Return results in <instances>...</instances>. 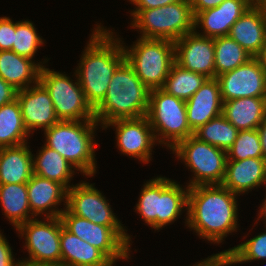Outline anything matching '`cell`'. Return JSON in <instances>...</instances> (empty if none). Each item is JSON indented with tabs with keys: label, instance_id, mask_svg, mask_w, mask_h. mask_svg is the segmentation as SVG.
Masks as SVG:
<instances>
[{
	"label": "cell",
	"instance_id": "1",
	"mask_svg": "<svg viewBox=\"0 0 266 266\" xmlns=\"http://www.w3.org/2000/svg\"><path fill=\"white\" fill-rule=\"evenodd\" d=\"M236 196L222 185L189 187L185 224L200 238L221 243L227 234L237 232Z\"/></svg>",
	"mask_w": 266,
	"mask_h": 266
},
{
	"label": "cell",
	"instance_id": "2",
	"mask_svg": "<svg viewBox=\"0 0 266 266\" xmlns=\"http://www.w3.org/2000/svg\"><path fill=\"white\" fill-rule=\"evenodd\" d=\"M96 26L74 73L93 109L105 98L115 70L125 60L122 40L104 26Z\"/></svg>",
	"mask_w": 266,
	"mask_h": 266
},
{
	"label": "cell",
	"instance_id": "3",
	"mask_svg": "<svg viewBox=\"0 0 266 266\" xmlns=\"http://www.w3.org/2000/svg\"><path fill=\"white\" fill-rule=\"evenodd\" d=\"M149 95L150 89L142 83L125 59L115 70L105 98L94 109L95 120L103 127L117 119L146 116Z\"/></svg>",
	"mask_w": 266,
	"mask_h": 266
},
{
	"label": "cell",
	"instance_id": "4",
	"mask_svg": "<svg viewBox=\"0 0 266 266\" xmlns=\"http://www.w3.org/2000/svg\"><path fill=\"white\" fill-rule=\"evenodd\" d=\"M98 124L96 120H59L44 131L45 145L56 150L84 176H94L97 168L94 148L98 144L94 134Z\"/></svg>",
	"mask_w": 266,
	"mask_h": 266
},
{
	"label": "cell",
	"instance_id": "5",
	"mask_svg": "<svg viewBox=\"0 0 266 266\" xmlns=\"http://www.w3.org/2000/svg\"><path fill=\"white\" fill-rule=\"evenodd\" d=\"M141 190L135 211L155 231L174 223L182 210L188 208L189 187L183 188L169 178H153Z\"/></svg>",
	"mask_w": 266,
	"mask_h": 266
},
{
	"label": "cell",
	"instance_id": "6",
	"mask_svg": "<svg viewBox=\"0 0 266 266\" xmlns=\"http://www.w3.org/2000/svg\"><path fill=\"white\" fill-rule=\"evenodd\" d=\"M132 28L139 29L140 38L177 41L194 32V15L190 0H180L166 6L133 10Z\"/></svg>",
	"mask_w": 266,
	"mask_h": 266
},
{
	"label": "cell",
	"instance_id": "7",
	"mask_svg": "<svg viewBox=\"0 0 266 266\" xmlns=\"http://www.w3.org/2000/svg\"><path fill=\"white\" fill-rule=\"evenodd\" d=\"M147 118L157 142L173 149L180 141L194 135L187 122L184 100L164 90H150Z\"/></svg>",
	"mask_w": 266,
	"mask_h": 266
},
{
	"label": "cell",
	"instance_id": "8",
	"mask_svg": "<svg viewBox=\"0 0 266 266\" xmlns=\"http://www.w3.org/2000/svg\"><path fill=\"white\" fill-rule=\"evenodd\" d=\"M123 49L125 59L147 88L163 87L175 62L173 41L139 37L130 48L124 45Z\"/></svg>",
	"mask_w": 266,
	"mask_h": 266
},
{
	"label": "cell",
	"instance_id": "9",
	"mask_svg": "<svg viewBox=\"0 0 266 266\" xmlns=\"http://www.w3.org/2000/svg\"><path fill=\"white\" fill-rule=\"evenodd\" d=\"M172 151L194 172L188 187L221 185L223 182L227 151L201 141L194 135L180 141Z\"/></svg>",
	"mask_w": 266,
	"mask_h": 266
},
{
	"label": "cell",
	"instance_id": "10",
	"mask_svg": "<svg viewBox=\"0 0 266 266\" xmlns=\"http://www.w3.org/2000/svg\"><path fill=\"white\" fill-rule=\"evenodd\" d=\"M34 218L16 230L25 239L29 258L19 260L22 266H61L60 235L63 226L60 217ZM47 221V222H46Z\"/></svg>",
	"mask_w": 266,
	"mask_h": 266
},
{
	"label": "cell",
	"instance_id": "11",
	"mask_svg": "<svg viewBox=\"0 0 266 266\" xmlns=\"http://www.w3.org/2000/svg\"><path fill=\"white\" fill-rule=\"evenodd\" d=\"M76 81L44 65L40 70L39 82L48 91L59 120H95L94 109L86 100L78 79Z\"/></svg>",
	"mask_w": 266,
	"mask_h": 266
},
{
	"label": "cell",
	"instance_id": "12",
	"mask_svg": "<svg viewBox=\"0 0 266 266\" xmlns=\"http://www.w3.org/2000/svg\"><path fill=\"white\" fill-rule=\"evenodd\" d=\"M63 227L80 239L99 249L113 264L129 259L131 237L124 227H107L71 214L66 207L60 215Z\"/></svg>",
	"mask_w": 266,
	"mask_h": 266
},
{
	"label": "cell",
	"instance_id": "13",
	"mask_svg": "<svg viewBox=\"0 0 266 266\" xmlns=\"http://www.w3.org/2000/svg\"><path fill=\"white\" fill-rule=\"evenodd\" d=\"M108 200L93 184L80 182L67 190L66 209L74 215L107 227H123Z\"/></svg>",
	"mask_w": 266,
	"mask_h": 266
},
{
	"label": "cell",
	"instance_id": "14",
	"mask_svg": "<svg viewBox=\"0 0 266 266\" xmlns=\"http://www.w3.org/2000/svg\"><path fill=\"white\" fill-rule=\"evenodd\" d=\"M116 127L117 147L121 154L137 158L139 161L148 164L151 160L152 149L156 145L154 131L147 116L139 118L117 119L105 124Z\"/></svg>",
	"mask_w": 266,
	"mask_h": 266
},
{
	"label": "cell",
	"instance_id": "15",
	"mask_svg": "<svg viewBox=\"0 0 266 266\" xmlns=\"http://www.w3.org/2000/svg\"><path fill=\"white\" fill-rule=\"evenodd\" d=\"M216 79L223 102L243 97H266V76L255 57Z\"/></svg>",
	"mask_w": 266,
	"mask_h": 266
},
{
	"label": "cell",
	"instance_id": "16",
	"mask_svg": "<svg viewBox=\"0 0 266 266\" xmlns=\"http://www.w3.org/2000/svg\"><path fill=\"white\" fill-rule=\"evenodd\" d=\"M175 63L184 69L216 78L214 38L188 33L174 42Z\"/></svg>",
	"mask_w": 266,
	"mask_h": 266
},
{
	"label": "cell",
	"instance_id": "17",
	"mask_svg": "<svg viewBox=\"0 0 266 266\" xmlns=\"http://www.w3.org/2000/svg\"><path fill=\"white\" fill-rule=\"evenodd\" d=\"M17 101L29 134L38 128L45 131L59 121L54 110L53 101L40 82L18 90Z\"/></svg>",
	"mask_w": 266,
	"mask_h": 266
},
{
	"label": "cell",
	"instance_id": "18",
	"mask_svg": "<svg viewBox=\"0 0 266 266\" xmlns=\"http://www.w3.org/2000/svg\"><path fill=\"white\" fill-rule=\"evenodd\" d=\"M253 4L254 0H225L217 7L198 12L194 16V32L209 38L228 36L233 24ZM199 27L203 34L196 31Z\"/></svg>",
	"mask_w": 266,
	"mask_h": 266
},
{
	"label": "cell",
	"instance_id": "19",
	"mask_svg": "<svg viewBox=\"0 0 266 266\" xmlns=\"http://www.w3.org/2000/svg\"><path fill=\"white\" fill-rule=\"evenodd\" d=\"M228 36L255 57L266 45V6H250L233 24Z\"/></svg>",
	"mask_w": 266,
	"mask_h": 266
},
{
	"label": "cell",
	"instance_id": "20",
	"mask_svg": "<svg viewBox=\"0 0 266 266\" xmlns=\"http://www.w3.org/2000/svg\"><path fill=\"white\" fill-rule=\"evenodd\" d=\"M185 103L187 122L193 132L211 119L221 115L223 100L218 80L207 78Z\"/></svg>",
	"mask_w": 266,
	"mask_h": 266
},
{
	"label": "cell",
	"instance_id": "21",
	"mask_svg": "<svg viewBox=\"0 0 266 266\" xmlns=\"http://www.w3.org/2000/svg\"><path fill=\"white\" fill-rule=\"evenodd\" d=\"M266 184V159L227 160L221 185L239 195Z\"/></svg>",
	"mask_w": 266,
	"mask_h": 266
},
{
	"label": "cell",
	"instance_id": "22",
	"mask_svg": "<svg viewBox=\"0 0 266 266\" xmlns=\"http://www.w3.org/2000/svg\"><path fill=\"white\" fill-rule=\"evenodd\" d=\"M27 191L31 213L35 217L40 214H45L46 218L60 217L64 210L56 209V206L64 202L66 207L67 190L57 182L33 174L27 182Z\"/></svg>",
	"mask_w": 266,
	"mask_h": 266
},
{
	"label": "cell",
	"instance_id": "23",
	"mask_svg": "<svg viewBox=\"0 0 266 266\" xmlns=\"http://www.w3.org/2000/svg\"><path fill=\"white\" fill-rule=\"evenodd\" d=\"M61 266H113L96 247L61 227Z\"/></svg>",
	"mask_w": 266,
	"mask_h": 266
},
{
	"label": "cell",
	"instance_id": "24",
	"mask_svg": "<svg viewBox=\"0 0 266 266\" xmlns=\"http://www.w3.org/2000/svg\"><path fill=\"white\" fill-rule=\"evenodd\" d=\"M41 63L11 50L0 51V77L17 90L25 89L39 82Z\"/></svg>",
	"mask_w": 266,
	"mask_h": 266
},
{
	"label": "cell",
	"instance_id": "25",
	"mask_svg": "<svg viewBox=\"0 0 266 266\" xmlns=\"http://www.w3.org/2000/svg\"><path fill=\"white\" fill-rule=\"evenodd\" d=\"M27 142L0 148V184L27 183L33 175V154Z\"/></svg>",
	"mask_w": 266,
	"mask_h": 266
},
{
	"label": "cell",
	"instance_id": "26",
	"mask_svg": "<svg viewBox=\"0 0 266 266\" xmlns=\"http://www.w3.org/2000/svg\"><path fill=\"white\" fill-rule=\"evenodd\" d=\"M266 114V97H243L223 102L222 115L237 129H257Z\"/></svg>",
	"mask_w": 266,
	"mask_h": 266
},
{
	"label": "cell",
	"instance_id": "27",
	"mask_svg": "<svg viewBox=\"0 0 266 266\" xmlns=\"http://www.w3.org/2000/svg\"><path fill=\"white\" fill-rule=\"evenodd\" d=\"M36 154V157L35 155L32 157L33 174L57 182L68 190L76 168L56 150L45 144Z\"/></svg>",
	"mask_w": 266,
	"mask_h": 266
},
{
	"label": "cell",
	"instance_id": "28",
	"mask_svg": "<svg viewBox=\"0 0 266 266\" xmlns=\"http://www.w3.org/2000/svg\"><path fill=\"white\" fill-rule=\"evenodd\" d=\"M0 204L15 229L35 218L28 201L27 183L0 184Z\"/></svg>",
	"mask_w": 266,
	"mask_h": 266
},
{
	"label": "cell",
	"instance_id": "29",
	"mask_svg": "<svg viewBox=\"0 0 266 266\" xmlns=\"http://www.w3.org/2000/svg\"><path fill=\"white\" fill-rule=\"evenodd\" d=\"M30 136L17 99L0 107V148L17 146L27 142Z\"/></svg>",
	"mask_w": 266,
	"mask_h": 266
},
{
	"label": "cell",
	"instance_id": "30",
	"mask_svg": "<svg viewBox=\"0 0 266 266\" xmlns=\"http://www.w3.org/2000/svg\"><path fill=\"white\" fill-rule=\"evenodd\" d=\"M206 79L204 75L184 69L174 62L161 89L167 94L187 101Z\"/></svg>",
	"mask_w": 266,
	"mask_h": 266
},
{
	"label": "cell",
	"instance_id": "31",
	"mask_svg": "<svg viewBox=\"0 0 266 266\" xmlns=\"http://www.w3.org/2000/svg\"><path fill=\"white\" fill-rule=\"evenodd\" d=\"M216 77L246 63L252 56L229 36L214 38Z\"/></svg>",
	"mask_w": 266,
	"mask_h": 266
},
{
	"label": "cell",
	"instance_id": "32",
	"mask_svg": "<svg viewBox=\"0 0 266 266\" xmlns=\"http://www.w3.org/2000/svg\"><path fill=\"white\" fill-rule=\"evenodd\" d=\"M238 131L222 114L194 131V136L227 151L236 140Z\"/></svg>",
	"mask_w": 266,
	"mask_h": 266
},
{
	"label": "cell",
	"instance_id": "33",
	"mask_svg": "<svg viewBox=\"0 0 266 266\" xmlns=\"http://www.w3.org/2000/svg\"><path fill=\"white\" fill-rule=\"evenodd\" d=\"M43 43V39L37 34L36 28L31 21L15 22L14 42L11 51L33 60L37 50Z\"/></svg>",
	"mask_w": 266,
	"mask_h": 266
},
{
	"label": "cell",
	"instance_id": "34",
	"mask_svg": "<svg viewBox=\"0 0 266 266\" xmlns=\"http://www.w3.org/2000/svg\"><path fill=\"white\" fill-rule=\"evenodd\" d=\"M263 157L257 129L238 131L234 144L227 150V160Z\"/></svg>",
	"mask_w": 266,
	"mask_h": 266
},
{
	"label": "cell",
	"instance_id": "35",
	"mask_svg": "<svg viewBox=\"0 0 266 266\" xmlns=\"http://www.w3.org/2000/svg\"><path fill=\"white\" fill-rule=\"evenodd\" d=\"M266 229V228H265ZM230 254V263L235 265L238 263L251 262L252 260L266 259V230L259 235L250 238L237 246L228 249Z\"/></svg>",
	"mask_w": 266,
	"mask_h": 266
},
{
	"label": "cell",
	"instance_id": "36",
	"mask_svg": "<svg viewBox=\"0 0 266 266\" xmlns=\"http://www.w3.org/2000/svg\"><path fill=\"white\" fill-rule=\"evenodd\" d=\"M15 23L9 17H0V51L12 50Z\"/></svg>",
	"mask_w": 266,
	"mask_h": 266
},
{
	"label": "cell",
	"instance_id": "37",
	"mask_svg": "<svg viewBox=\"0 0 266 266\" xmlns=\"http://www.w3.org/2000/svg\"><path fill=\"white\" fill-rule=\"evenodd\" d=\"M13 256L7 239H5V236L0 231V266H22L21 262L19 260L16 262Z\"/></svg>",
	"mask_w": 266,
	"mask_h": 266
},
{
	"label": "cell",
	"instance_id": "38",
	"mask_svg": "<svg viewBox=\"0 0 266 266\" xmlns=\"http://www.w3.org/2000/svg\"><path fill=\"white\" fill-rule=\"evenodd\" d=\"M231 266L230 254L228 250L214 254L207 259L197 262L194 266Z\"/></svg>",
	"mask_w": 266,
	"mask_h": 266
},
{
	"label": "cell",
	"instance_id": "39",
	"mask_svg": "<svg viewBox=\"0 0 266 266\" xmlns=\"http://www.w3.org/2000/svg\"><path fill=\"white\" fill-rule=\"evenodd\" d=\"M18 90L0 77V107L17 99Z\"/></svg>",
	"mask_w": 266,
	"mask_h": 266
},
{
	"label": "cell",
	"instance_id": "40",
	"mask_svg": "<svg viewBox=\"0 0 266 266\" xmlns=\"http://www.w3.org/2000/svg\"><path fill=\"white\" fill-rule=\"evenodd\" d=\"M130 3L135 5V10L154 9L168 4L175 3L180 0H129Z\"/></svg>",
	"mask_w": 266,
	"mask_h": 266
},
{
	"label": "cell",
	"instance_id": "41",
	"mask_svg": "<svg viewBox=\"0 0 266 266\" xmlns=\"http://www.w3.org/2000/svg\"><path fill=\"white\" fill-rule=\"evenodd\" d=\"M225 0H190L193 15L203 10L212 9L219 6Z\"/></svg>",
	"mask_w": 266,
	"mask_h": 266
},
{
	"label": "cell",
	"instance_id": "42",
	"mask_svg": "<svg viewBox=\"0 0 266 266\" xmlns=\"http://www.w3.org/2000/svg\"><path fill=\"white\" fill-rule=\"evenodd\" d=\"M257 131L260 139V144L262 146L263 158L266 159V114L264 120L258 126Z\"/></svg>",
	"mask_w": 266,
	"mask_h": 266
},
{
	"label": "cell",
	"instance_id": "43",
	"mask_svg": "<svg viewBox=\"0 0 266 266\" xmlns=\"http://www.w3.org/2000/svg\"><path fill=\"white\" fill-rule=\"evenodd\" d=\"M260 64L265 76H266V45L261 49V51L255 56Z\"/></svg>",
	"mask_w": 266,
	"mask_h": 266
},
{
	"label": "cell",
	"instance_id": "44",
	"mask_svg": "<svg viewBox=\"0 0 266 266\" xmlns=\"http://www.w3.org/2000/svg\"><path fill=\"white\" fill-rule=\"evenodd\" d=\"M266 187V186H265ZM262 207L260 206V212L258 213V218L257 220H260L261 218H265L264 221L266 222V196H265V199L263 201V203L261 204ZM265 226H266V223H265Z\"/></svg>",
	"mask_w": 266,
	"mask_h": 266
},
{
	"label": "cell",
	"instance_id": "45",
	"mask_svg": "<svg viewBox=\"0 0 266 266\" xmlns=\"http://www.w3.org/2000/svg\"><path fill=\"white\" fill-rule=\"evenodd\" d=\"M254 3L266 6V0H254Z\"/></svg>",
	"mask_w": 266,
	"mask_h": 266
}]
</instances>
